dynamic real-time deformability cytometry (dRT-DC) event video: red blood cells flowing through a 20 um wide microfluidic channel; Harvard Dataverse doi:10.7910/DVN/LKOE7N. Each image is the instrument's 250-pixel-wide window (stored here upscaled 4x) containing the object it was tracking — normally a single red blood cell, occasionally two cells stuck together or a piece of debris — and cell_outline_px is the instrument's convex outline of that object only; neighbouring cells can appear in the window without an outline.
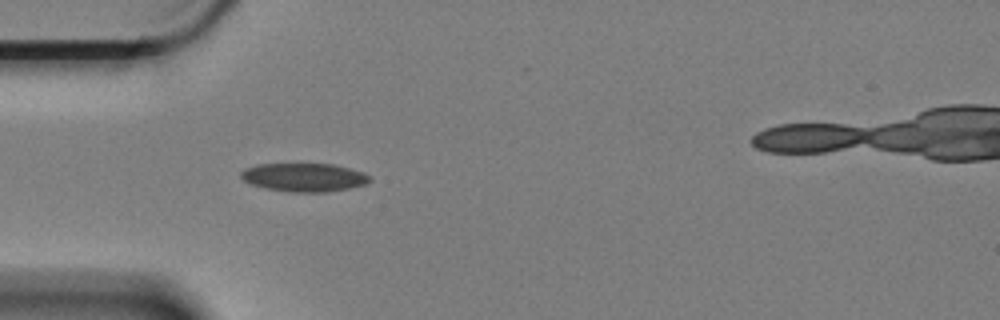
{"species": "Egyptian fruit bat (a non-hibernating species)", "species_latin": "Rousettus aegyptiacus", "temperature_condition": "cold", "stored_images_in_passage": 41, "camera_frame_rate_fps": 3000, "um_per_image_px": 0.085, "animal": {"sex": "female"}, "frame": {"image": 1, "passage_image": 1, "time_ms": 0.0, "image_size_px": [1000, 320], "cell_outline_px": [[372, 180], [364, 184], [348, 188], [328, 192], [288, 192], [264, 188], [252, 184], [244, 180], [240, 176], [240, 172], [244, 168], [260, 164], [332, 164], [364, 172]], "centroid_in_image_um": [25.82, 15.08], "position_along_channel_um": 59.2, "area_um2": 21.27}}
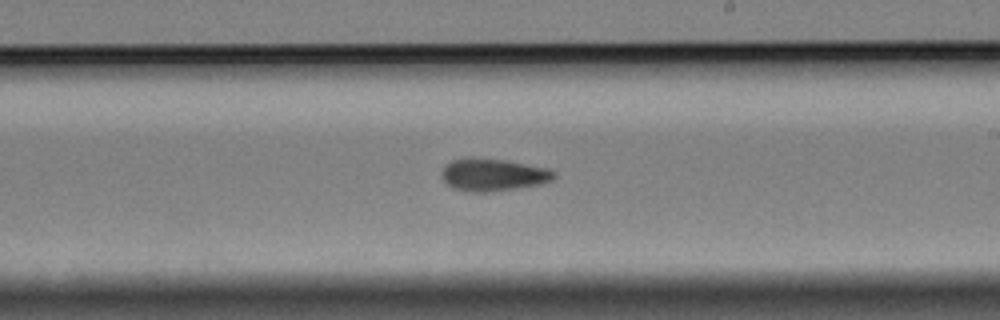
{"frame": {"image": 2, "passage_image": 18, "time_ms": 5.667, "image_size_px": [1000, 320], "cell_outline_px": [[556, 176], [552, 180], [540, 184], [516, 188], [488, 192], [468, 192], [452, 188], [444, 180], [440, 172], [452, 160], [504, 160], [548, 168], [556, 172]], "centroid_in_image_um": [41.96, 14.9], "position_along_channel_um": 247.0, "area_um2": 20.58}}
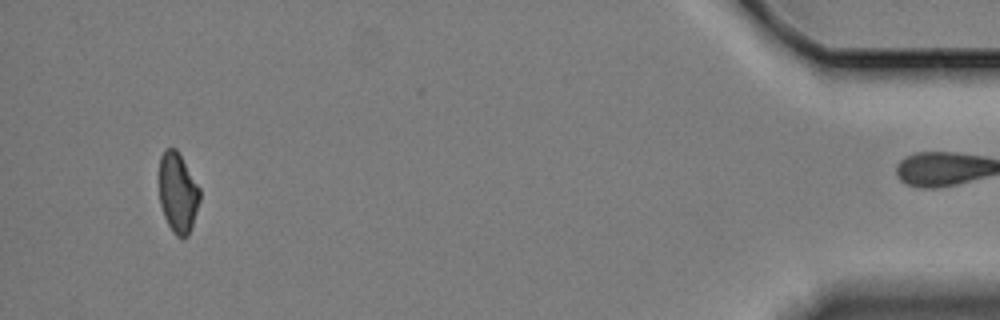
{"frame": {"image": 3, "passage_image": 40, "time_ms": 13.0, "image_size_px": [1000, 320], "cell_outline_px": [[200, 200], [188, 236], [176, 236], [172, 232], [164, 216], [160, 204], [160, 156], [164, 148], [176, 148], [200, 188]], "centroid_in_image_um": [15.11, 16.36], "position_along_channel_um": 420.1, "area_um2": 18.79}, "authors_computed_cell_mechanics": {"area_um2": 20.5768, "velocity_mm_per_s": 3.3619, "shape_relaxation_time_tau1_ms": null, "shape_relaxation_time_tau2_ms": 5.4632, "deformation_change_tau1": null, "deformation_change_tau2": 0.105}}